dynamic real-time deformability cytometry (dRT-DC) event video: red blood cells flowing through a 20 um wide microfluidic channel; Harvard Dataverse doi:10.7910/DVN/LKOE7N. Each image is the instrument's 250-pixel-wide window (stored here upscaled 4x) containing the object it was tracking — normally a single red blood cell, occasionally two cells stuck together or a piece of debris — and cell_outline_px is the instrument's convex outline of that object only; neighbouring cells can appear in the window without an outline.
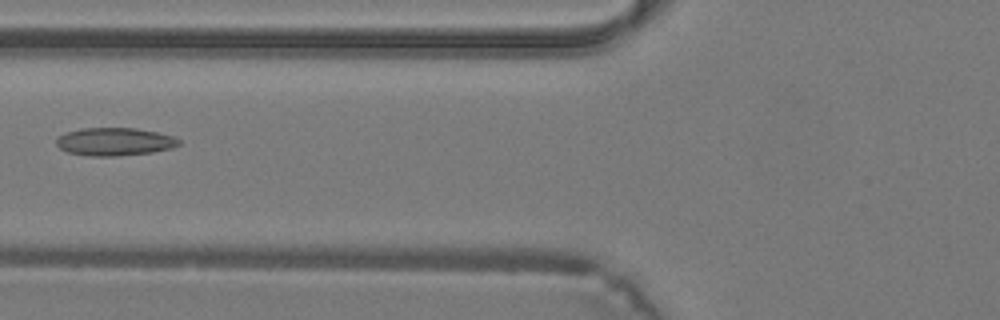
{"species": "common noctule bat (a hibernating species)", "species_latin": "Nyctalus noctula", "temperature_condition": "warm", "stored_images_in_passage": 20, "camera_frame_rate_fps": 3000, "um_per_image_px": 0.085, "animal": {"sex": "male", "body_mass_g": 19.2, "forearm_length_mm": 51.8}, "frame": {"image": 1, "passage_image": 5, "time_ms": 1.333, "image_size_px": [1000, 320], "cell_outline_px": [[180, 144], [172, 148], [152, 152], [116, 156], [88, 156], [68, 152], [60, 148], [56, 144], [56, 140], [64, 132], [80, 128], [136, 128], [156, 132], [172, 136], [180, 140]], "centroid_in_image_um": [9.72, 12.04], "position_along_channel_um": 116.1, "area_um2": 19.94}}
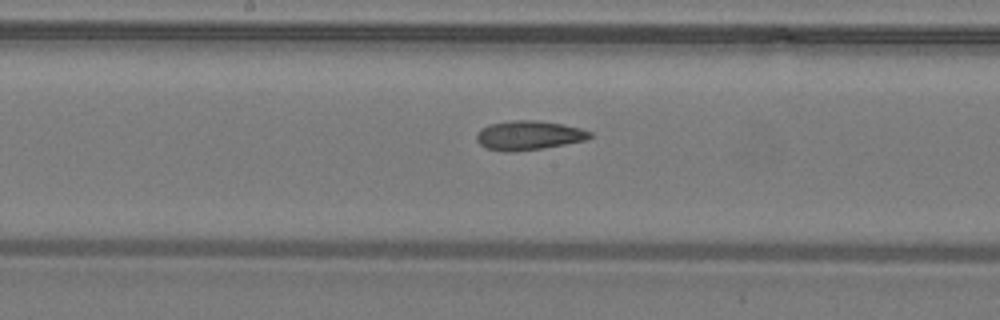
{"frame": {"image": 2, "passage_image": 10, "time_ms": 3.0, "image_size_px": [1000, 320], "cell_outline_px": [[592, 136], [584, 140], [564, 144], [540, 148], [512, 152], [504, 152], [488, 148], [480, 144], [476, 140], [476, 132], [480, 128], [488, 124], [512, 120], [536, 120], [564, 124], [580, 128], [592, 132]], "centroid_in_image_um": [44.9, 11.49], "position_along_channel_um": 203.3, "area_um2": 19.31}}
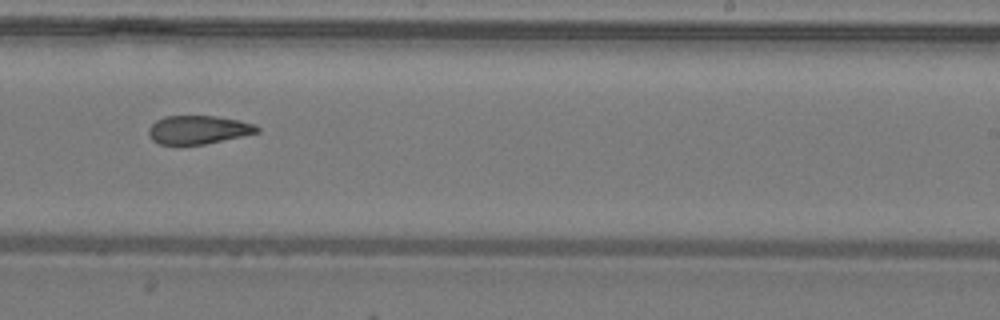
{"frame": {"image": 3, "passage_image": 14, "time_ms": 4.333, "image_size_px": [1000, 320], "cell_outline_px": [[260, 132], [244, 136], [204, 144], [160, 144], [152, 140], [148, 132], [148, 128], [156, 120], [164, 116], [216, 116], [240, 120], [256, 124], [260, 128]], "centroid_in_image_um": [16.89, 11.02], "position_along_channel_um": 272.1, "area_um2": 18.09}}